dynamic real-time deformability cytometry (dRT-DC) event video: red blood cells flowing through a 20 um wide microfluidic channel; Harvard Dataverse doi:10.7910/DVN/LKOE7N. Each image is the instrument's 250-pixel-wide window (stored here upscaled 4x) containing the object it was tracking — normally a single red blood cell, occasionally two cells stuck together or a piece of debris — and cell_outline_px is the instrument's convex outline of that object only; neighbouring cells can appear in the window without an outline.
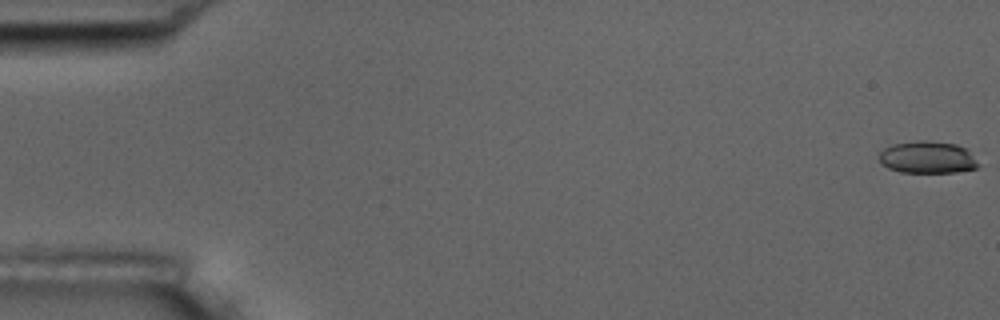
{"species": "common noctule bat (a hibernating species)", "species_latin": "Nyctalus noctula", "temperature_condition": "room temperature", "stored_images_in_passage": 7, "camera_frame_rate_fps": 3000, "um_per_image_px": 0.085, "animal": {"sex": "male", "body_mass_g": 17.5, "forearm_length_mm": 52.3}, "frame": {"image": 1, "passage_image": 1, "time_ms": 0.0, "image_size_px": [1000, 320], "cell_outline_px": [[980, 164], [976, 168], [956, 172], [900, 172], [888, 168], [880, 164], [880, 152], [884, 148], [892, 144], [916, 140], [928, 140], [956, 144], [968, 148]], "centroid_in_image_um": [78.85, 13.36], "position_along_channel_um": 6.1, "area_um2": 18.84}}
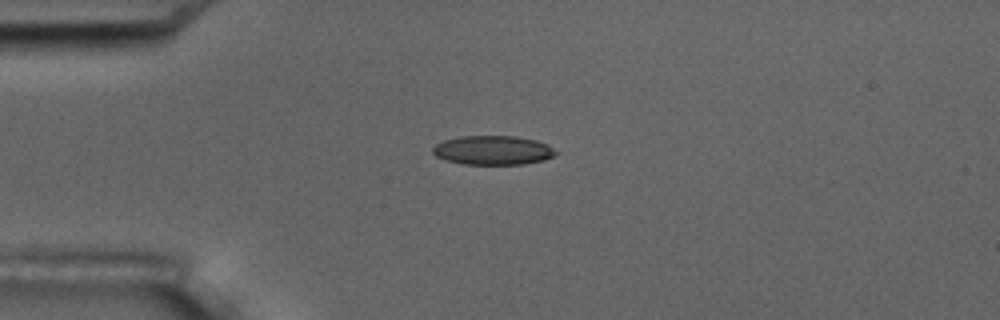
{"frame": {"image": 2, "passage_image": 5, "time_ms": 4.667, "image_size_px": [1000, 320], "cell_outline_px": [[560, 152], [544, 160], [524, 164], [460, 164], [444, 160], [436, 156], [432, 152], [432, 148], [436, 144], [444, 140], [460, 136], [512, 136], [536, 140], [548, 144]], "centroid_in_image_um": [41.9, 12.77], "position_along_channel_um": 43.1, "area_um2": 21.04}}